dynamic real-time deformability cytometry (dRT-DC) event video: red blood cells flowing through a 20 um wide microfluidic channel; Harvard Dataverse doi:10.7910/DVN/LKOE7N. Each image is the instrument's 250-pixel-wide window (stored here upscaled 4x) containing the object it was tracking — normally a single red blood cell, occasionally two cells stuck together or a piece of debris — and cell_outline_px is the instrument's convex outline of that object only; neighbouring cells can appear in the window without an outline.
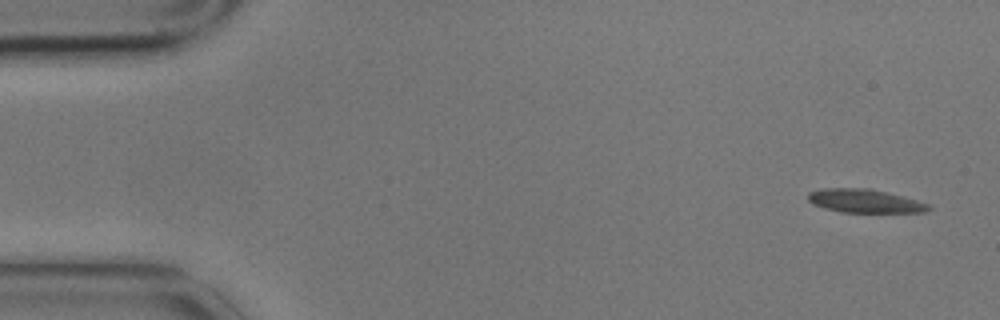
{"species": "common noctule bat (a hibernating species)", "species_latin": "Nyctalus noctula", "temperature_condition": "cold", "stored_images_in_passage": 4, "camera_frame_rate_fps": 3000, "um_per_image_px": 0.085, "animal": {"sex": "male", "body_mass_g": 17.9}, "frame": {"image": 1, "passage_image": 1, "time_ms": 0.0, "image_size_px": [1000, 320], "cell_outline_px": [[932, 208], [924, 212], [840, 212], [824, 208], [812, 204], [808, 200], [808, 192], [824, 188], [868, 188], [916, 200], [928, 204]], "centroid_in_image_um": [73.45, 17.09], "position_along_channel_um": 11.6, "area_um2": 16.3}}
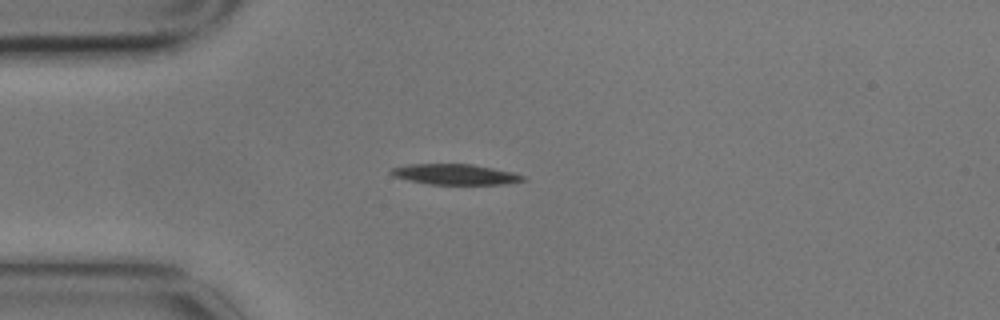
{"frame": {"image": 2, "passage_image": 4, "time_ms": 1.0, "image_size_px": [1000, 320], "cell_outline_px": [[528, 180], [508, 184], [428, 184], [408, 180], [392, 176], [388, 172], [392, 168], [408, 164], [472, 164], [512, 172], [524, 176]], "centroid_in_image_um": [38.68, 14.82], "position_along_channel_um": 46.3, "area_um2": 15.84}}